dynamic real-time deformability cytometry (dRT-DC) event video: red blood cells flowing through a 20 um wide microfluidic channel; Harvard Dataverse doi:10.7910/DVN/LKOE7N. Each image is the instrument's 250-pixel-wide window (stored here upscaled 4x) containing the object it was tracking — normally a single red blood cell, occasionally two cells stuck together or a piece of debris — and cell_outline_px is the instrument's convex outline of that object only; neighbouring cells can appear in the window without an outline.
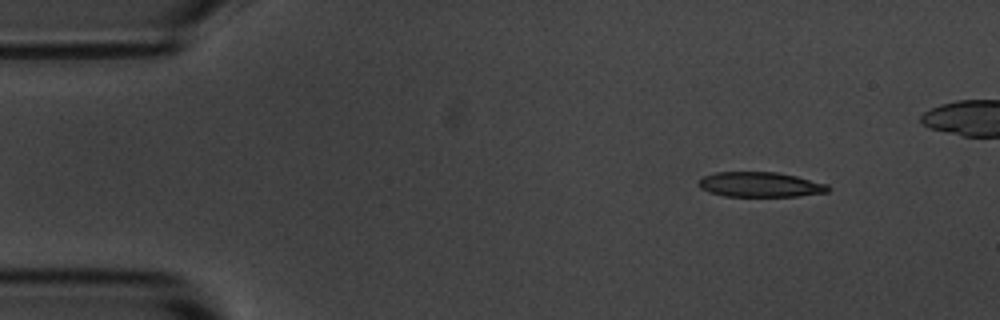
{"species": "common noctule bat (a hibernating species)", "species_latin": "Nyctalus noctula", "temperature_condition": "room temperature", "stored_images_in_passage": 5, "camera_frame_rate_fps": 3000, "um_per_image_px": 0.085, "animal": {"sex": "male", "body_mass_g": 20.1, "forearm_length_mm": 53.5}, "frame": {"image": 1, "passage_image": 1, "time_ms": 0.0, "image_size_px": [1000, 320], "cell_outline_px": [[832, 188], [828, 192], [800, 196], [724, 196], [708, 192], [700, 188], [696, 184], [704, 176], [716, 172], [776, 172], [796, 176], [828, 184]], "centroid_in_image_um": [64.63, 15.69], "position_along_channel_um": 20.4, "area_um2": 18.96}}